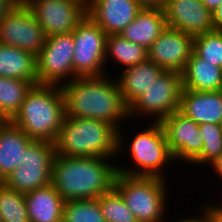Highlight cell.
Wrapping results in <instances>:
<instances>
[{
  "instance_id": "7c38bea8",
  "label": "cell",
  "mask_w": 222,
  "mask_h": 222,
  "mask_svg": "<svg viewBox=\"0 0 222 222\" xmlns=\"http://www.w3.org/2000/svg\"><path fill=\"white\" fill-rule=\"evenodd\" d=\"M46 36L72 33L87 16V8L75 0H22Z\"/></svg>"
},
{
  "instance_id": "8992f818",
  "label": "cell",
  "mask_w": 222,
  "mask_h": 222,
  "mask_svg": "<svg viewBox=\"0 0 222 222\" xmlns=\"http://www.w3.org/2000/svg\"><path fill=\"white\" fill-rule=\"evenodd\" d=\"M130 142L129 153L137 169L118 165L117 172L127 176L165 178L161 170L165 169L164 166L169 161L174 160V156L170 152L161 123L154 121L147 129L134 135Z\"/></svg>"
},
{
  "instance_id": "8fae6325",
  "label": "cell",
  "mask_w": 222,
  "mask_h": 222,
  "mask_svg": "<svg viewBox=\"0 0 222 222\" xmlns=\"http://www.w3.org/2000/svg\"><path fill=\"white\" fill-rule=\"evenodd\" d=\"M47 36L29 8L20 0L0 20V43L37 56Z\"/></svg>"
},
{
  "instance_id": "8d00e7d4",
  "label": "cell",
  "mask_w": 222,
  "mask_h": 222,
  "mask_svg": "<svg viewBox=\"0 0 222 222\" xmlns=\"http://www.w3.org/2000/svg\"><path fill=\"white\" fill-rule=\"evenodd\" d=\"M213 170L216 171L218 176L222 179V154L221 156L215 161L213 165H211Z\"/></svg>"
},
{
  "instance_id": "f546056e",
  "label": "cell",
  "mask_w": 222,
  "mask_h": 222,
  "mask_svg": "<svg viewBox=\"0 0 222 222\" xmlns=\"http://www.w3.org/2000/svg\"><path fill=\"white\" fill-rule=\"evenodd\" d=\"M193 52L198 57L222 68V32L213 30L194 37Z\"/></svg>"
},
{
  "instance_id": "d6986e66",
  "label": "cell",
  "mask_w": 222,
  "mask_h": 222,
  "mask_svg": "<svg viewBox=\"0 0 222 222\" xmlns=\"http://www.w3.org/2000/svg\"><path fill=\"white\" fill-rule=\"evenodd\" d=\"M32 141L10 121L0 126V182L21 165L23 153Z\"/></svg>"
},
{
  "instance_id": "52a82bcc",
  "label": "cell",
  "mask_w": 222,
  "mask_h": 222,
  "mask_svg": "<svg viewBox=\"0 0 222 222\" xmlns=\"http://www.w3.org/2000/svg\"><path fill=\"white\" fill-rule=\"evenodd\" d=\"M55 155L53 142L33 140L23 153L21 165L12 171L3 183L23 194L48 186L51 184Z\"/></svg>"
},
{
  "instance_id": "d6a6232c",
  "label": "cell",
  "mask_w": 222,
  "mask_h": 222,
  "mask_svg": "<svg viewBox=\"0 0 222 222\" xmlns=\"http://www.w3.org/2000/svg\"><path fill=\"white\" fill-rule=\"evenodd\" d=\"M143 8H163L165 0H136Z\"/></svg>"
},
{
  "instance_id": "5b68a950",
  "label": "cell",
  "mask_w": 222,
  "mask_h": 222,
  "mask_svg": "<svg viewBox=\"0 0 222 222\" xmlns=\"http://www.w3.org/2000/svg\"><path fill=\"white\" fill-rule=\"evenodd\" d=\"M165 180L160 177L127 176L117 172L114 188L138 222H162L168 205Z\"/></svg>"
},
{
  "instance_id": "f1b7e54d",
  "label": "cell",
  "mask_w": 222,
  "mask_h": 222,
  "mask_svg": "<svg viewBox=\"0 0 222 222\" xmlns=\"http://www.w3.org/2000/svg\"><path fill=\"white\" fill-rule=\"evenodd\" d=\"M99 203L106 222H138L114 187L99 197Z\"/></svg>"
},
{
  "instance_id": "2e32d148",
  "label": "cell",
  "mask_w": 222,
  "mask_h": 222,
  "mask_svg": "<svg viewBox=\"0 0 222 222\" xmlns=\"http://www.w3.org/2000/svg\"><path fill=\"white\" fill-rule=\"evenodd\" d=\"M142 9L136 0H91L87 16L107 35L121 34Z\"/></svg>"
},
{
  "instance_id": "6da1fadb",
  "label": "cell",
  "mask_w": 222,
  "mask_h": 222,
  "mask_svg": "<svg viewBox=\"0 0 222 222\" xmlns=\"http://www.w3.org/2000/svg\"><path fill=\"white\" fill-rule=\"evenodd\" d=\"M108 76L76 77L62 85L61 89L66 117L102 120L118 130L119 154L125 147L120 122L128 119L129 113L117 80H111Z\"/></svg>"
},
{
  "instance_id": "ab89813d",
  "label": "cell",
  "mask_w": 222,
  "mask_h": 222,
  "mask_svg": "<svg viewBox=\"0 0 222 222\" xmlns=\"http://www.w3.org/2000/svg\"><path fill=\"white\" fill-rule=\"evenodd\" d=\"M75 1L81 3L86 8H88L90 6V3H91V0H75Z\"/></svg>"
},
{
  "instance_id": "30bf717a",
  "label": "cell",
  "mask_w": 222,
  "mask_h": 222,
  "mask_svg": "<svg viewBox=\"0 0 222 222\" xmlns=\"http://www.w3.org/2000/svg\"><path fill=\"white\" fill-rule=\"evenodd\" d=\"M73 54L72 33L48 36L44 47L36 56L38 84L62 86L66 83L63 80L68 78L69 82L70 77L73 80Z\"/></svg>"
},
{
  "instance_id": "ffe728a7",
  "label": "cell",
  "mask_w": 222,
  "mask_h": 222,
  "mask_svg": "<svg viewBox=\"0 0 222 222\" xmlns=\"http://www.w3.org/2000/svg\"><path fill=\"white\" fill-rule=\"evenodd\" d=\"M24 196L30 222H62L65 201L51 184Z\"/></svg>"
},
{
  "instance_id": "1f68e13d",
  "label": "cell",
  "mask_w": 222,
  "mask_h": 222,
  "mask_svg": "<svg viewBox=\"0 0 222 222\" xmlns=\"http://www.w3.org/2000/svg\"><path fill=\"white\" fill-rule=\"evenodd\" d=\"M20 0H0V20L7 14Z\"/></svg>"
},
{
  "instance_id": "d4e9b609",
  "label": "cell",
  "mask_w": 222,
  "mask_h": 222,
  "mask_svg": "<svg viewBox=\"0 0 222 222\" xmlns=\"http://www.w3.org/2000/svg\"><path fill=\"white\" fill-rule=\"evenodd\" d=\"M32 86L25 80L0 76V110L9 121L19 111Z\"/></svg>"
},
{
  "instance_id": "44dd1931",
  "label": "cell",
  "mask_w": 222,
  "mask_h": 222,
  "mask_svg": "<svg viewBox=\"0 0 222 222\" xmlns=\"http://www.w3.org/2000/svg\"><path fill=\"white\" fill-rule=\"evenodd\" d=\"M166 27L162 8H143L120 35L148 50Z\"/></svg>"
},
{
  "instance_id": "9c48e42d",
  "label": "cell",
  "mask_w": 222,
  "mask_h": 222,
  "mask_svg": "<svg viewBox=\"0 0 222 222\" xmlns=\"http://www.w3.org/2000/svg\"><path fill=\"white\" fill-rule=\"evenodd\" d=\"M182 74L177 71H164L146 92L141 94L129 107L132 116H150L155 122L179 111L182 91Z\"/></svg>"
},
{
  "instance_id": "9a60e30c",
  "label": "cell",
  "mask_w": 222,
  "mask_h": 222,
  "mask_svg": "<svg viewBox=\"0 0 222 222\" xmlns=\"http://www.w3.org/2000/svg\"><path fill=\"white\" fill-rule=\"evenodd\" d=\"M163 12L168 27L196 37L214 30L212 13L201 0H165Z\"/></svg>"
},
{
  "instance_id": "277c9868",
  "label": "cell",
  "mask_w": 222,
  "mask_h": 222,
  "mask_svg": "<svg viewBox=\"0 0 222 222\" xmlns=\"http://www.w3.org/2000/svg\"><path fill=\"white\" fill-rule=\"evenodd\" d=\"M54 144L56 155L112 158L118 154V130L102 120L65 116Z\"/></svg>"
},
{
  "instance_id": "4fadbf2b",
  "label": "cell",
  "mask_w": 222,
  "mask_h": 222,
  "mask_svg": "<svg viewBox=\"0 0 222 222\" xmlns=\"http://www.w3.org/2000/svg\"><path fill=\"white\" fill-rule=\"evenodd\" d=\"M174 159L192 163L202 152L203 137L199 125L179 111L160 121Z\"/></svg>"
},
{
  "instance_id": "484cf974",
  "label": "cell",
  "mask_w": 222,
  "mask_h": 222,
  "mask_svg": "<svg viewBox=\"0 0 222 222\" xmlns=\"http://www.w3.org/2000/svg\"><path fill=\"white\" fill-rule=\"evenodd\" d=\"M0 217L2 222H30L25 196L0 182Z\"/></svg>"
},
{
  "instance_id": "ba28073f",
  "label": "cell",
  "mask_w": 222,
  "mask_h": 222,
  "mask_svg": "<svg viewBox=\"0 0 222 222\" xmlns=\"http://www.w3.org/2000/svg\"><path fill=\"white\" fill-rule=\"evenodd\" d=\"M72 34L74 78L105 76L107 34L89 16L76 26Z\"/></svg>"
},
{
  "instance_id": "ac0fdd59",
  "label": "cell",
  "mask_w": 222,
  "mask_h": 222,
  "mask_svg": "<svg viewBox=\"0 0 222 222\" xmlns=\"http://www.w3.org/2000/svg\"><path fill=\"white\" fill-rule=\"evenodd\" d=\"M165 70L150 60L123 69L117 80L124 103L129 107Z\"/></svg>"
},
{
  "instance_id": "e0dca14e",
  "label": "cell",
  "mask_w": 222,
  "mask_h": 222,
  "mask_svg": "<svg viewBox=\"0 0 222 222\" xmlns=\"http://www.w3.org/2000/svg\"><path fill=\"white\" fill-rule=\"evenodd\" d=\"M179 112L198 125H222V90L197 92L182 88Z\"/></svg>"
},
{
  "instance_id": "d590c367",
  "label": "cell",
  "mask_w": 222,
  "mask_h": 222,
  "mask_svg": "<svg viewBox=\"0 0 222 222\" xmlns=\"http://www.w3.org/2000/svg\"><path fill=\"white\" fill-rule=\"evenodd\" d=\"M201 2L209 9L211 13H213L222 0H201Z\"/></svg>"
},
{
  "instance_id": "74e56055",
  "label": "cell",
  "mask_w": 222,
  "mask_h": 222,
  "mask_svg": "<svg viewBox=\"0 0 222 222\" xmlns=\"http://www.w3.org/2000/svg\"><path fill=\"white\" fill-rule=\"evenodd\" d=\"M205 207L203 206L204 210H218V211H222V204H220L218 206H217V204L216 205L214 204L213 206L212 205H210V206L206 205Z\"/></svg>"
},
{
  "instance_id": "4316f807",
  "label": "cell",
  "mask_w": 222,
  "mask_h": 222,
  "mask_svg": "<svg viewBox=\"0 0 222 222\" xmlns=\"http://www.w3.org/2000/svg\"><path fill=\"white\" fill-rule=\"evenodd\" d=\"M62 222H106L99 198L66 201Z\"/></svg>"
},
{
  "instance_id": "cb8c5ba5",
  "label": "cell",
  "mask_w": 222,
  "mask_h": 222,
  "mask_svg": "<svg viewBox=\"0 0 222 222\" xmlns=\"http://www.w3.org/2000/svg\"><path fill=\"white\" fill-rule=\"evenodd\" d=\"M109 56L126 69L148 60V50L120 34H113L107 35L105 65Z\"/></svg>"
},
{
  "instance_id": "7a4b0ae2",
  "label": "cell",
  "mask_w": 222,
  "mask_h": 222,
  "mask_svg": "<svg viewBox=\"0 0 222 222\" xmlns=\"http://www.w3.org/2000/svg\"><path fill=\"white\" fill-rule=\"evenodd\" d=\"M103 157L55 155L51 185L66 201L97 199L114 187L117 164Z\"/></svg>"
},
{
  "instance_id": "603a6c76",
  "label": "cell",
  "mask_w": 222,
  "mask_h": 222,
  "mask_svg": "<svg viewBox=\"0 0 222 222\" xmlns=\"http://www.w3.org/2000/svg\"><path fill=\"white\" fill-rule=\"evenodd\" d=\"M0 76L38 84L36 56L28 51L0 43Z\"/></svg>"
},
{
  "instance_id": "836d02e7",
  "label": "cell",
  "mask_w": 222,
  "mask_h": 222,
  "mask_svg": "<svg viewBox=\"0 0 222 222\" xmlns=\"http://www.w3.org/2000/svg\"><path fill=\"white\" fill-rule=\"evenodd\" d=\"M202 212H203V214H201L200 217L197 216V217H194V218L191 217V218H187V219L185 218V219H182V220L179 219L175 222H210L206 211L203 210Z\"/></svg>"
},
{
  "instance_id": "f35d334b",
  "label": "cell",
  "mask_w": 222,
  "mask_h": 222,
  "mask_svg": "<svg viewBox=\"0 0 222 222\" xmlns=\"http://www.w3.org/2000/svg\"><path fill=\"white\" fill-rule=\"evenodd\" d=\"M9 122V120L3 115L0 110V126L5 125Z\"/></svg>"
},
{
  "instance_id": "4dcf8cb0",
  "label": "cell",
  "mask_w": 222,
  "mask_h": 222,
  "mask_svg": "<svg viewBox=\"0 0 222 222\" xmlns=\"http://www.w3.org/2000/svg\"><path fill=\"white\" fill-rule=\"evenodd\" d=\"M212 24L214 30L222 32V2L217 9L212 13Z\"/></svg>"
},
{
  "instance_id": "7402d4cb",
  "label": "cell",
  "mask_w": 222,
  "mask_h": 222,
  "mask_svg": "<svg viewBox=\"0 0 222 222\" xmlns=\"http://www.w3.org/2000/svg\"><path fill=\"white\" fill-rule=\"evenodd\" d=\"M182 74L183 89L197 92L222 90V68L192 52Z\"/></svg>"
},
{
  "instance_id": "83f0119b",
  "label": "cell",
  "mask_w": 222,
  "mask_h": 222,
  "mask_svg": "<svg viewBox=\"0 0 222 222\" xmlns=\"http://www.w3.org/2000/svg\"><path fill=\"white\" fill-rule=\"evenodd\" d=\"M199 129L204 140L202 152L191 164L213 165L222 154V125L204 123Z\"/></svg>"
},
{
  "instance_id": "3957f363",
  "label": "cell",
  "mask_w": 222,
  "mask_h": 222,
  "mask_svg": "<svg viewBox=\"0 0 222 222\" xmlns=\"http://www.w3.org/2000/svg\"><path fill=\"white\" fill-rule=\"evenodd\" d=\"M65 116L61 86L37 84L28 91L10 122L32 140L55 143Z\"/></svg>"
},
{
  "instance_id": "5bb4252c",
  "label": "cell",
  "mask_w": 222,
  "mask_h": 222,
  "mask_svg": "<svg viewBox=\"0 0 222 222\" xmlns=\"http://www.w3.org/2000/svg\"><path fill=\"white\" fill-rule=\"evenodd\" d=\"M194 37L166 27L148 49V60L165 71L182 73L193 52Z\"/></svg>"
},
{
  "instance_id": "e575fe53",
  "label": "cell",
  "mask_w": 222,
  "mask_h": 222,
  "mask_svg": "<svg viewBox=\"0 0 222 222\" xmlns=\"http://www.w3.org/2000/svg\"><path fill=\"white\" fill-rule=\"evenodd\" d=\"M210 222H222V211L205 210Z\"/></svg>"
}]
</instances>
